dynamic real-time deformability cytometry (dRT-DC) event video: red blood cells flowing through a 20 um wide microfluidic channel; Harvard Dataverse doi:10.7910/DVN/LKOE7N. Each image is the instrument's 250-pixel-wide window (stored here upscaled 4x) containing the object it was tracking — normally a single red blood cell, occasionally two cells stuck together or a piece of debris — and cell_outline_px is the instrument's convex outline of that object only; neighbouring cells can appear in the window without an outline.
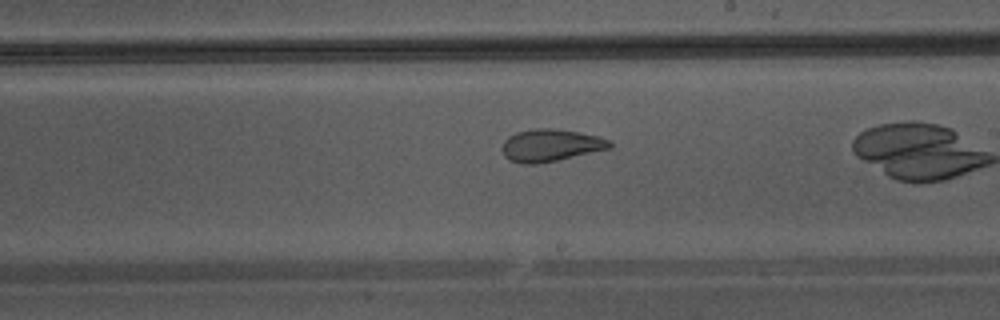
{"species": "Egyptian fruit bat (a non-hibernating species)", "species_latin": "Rousettus aegyptiacus", "temperature_condition": "warm", "stored_images_in_passage": 35, "camera_frame_rate_fps": 3000, "um_per_image_px": 0.085, "animal": {"sex": "male"}, "frame": {"image": 1, "passage_image": 25, "time_ms": 8.0, "image_size_px": [1000, 320], "cell_outline_px": [[612, 148], [556, 160], [536, 164], [520, 164], [508, 160], [504, 156], [500, 148], [504, 140], [508, 136], [516, 132], [532, 128], [556, 128], [580, 132], [596, 136], [608, 140], [612, 144]], "centroid_in_image_um": [46.73, 12.35], "position_along_channel_um": 242.3, "area_um2": 20.46}}